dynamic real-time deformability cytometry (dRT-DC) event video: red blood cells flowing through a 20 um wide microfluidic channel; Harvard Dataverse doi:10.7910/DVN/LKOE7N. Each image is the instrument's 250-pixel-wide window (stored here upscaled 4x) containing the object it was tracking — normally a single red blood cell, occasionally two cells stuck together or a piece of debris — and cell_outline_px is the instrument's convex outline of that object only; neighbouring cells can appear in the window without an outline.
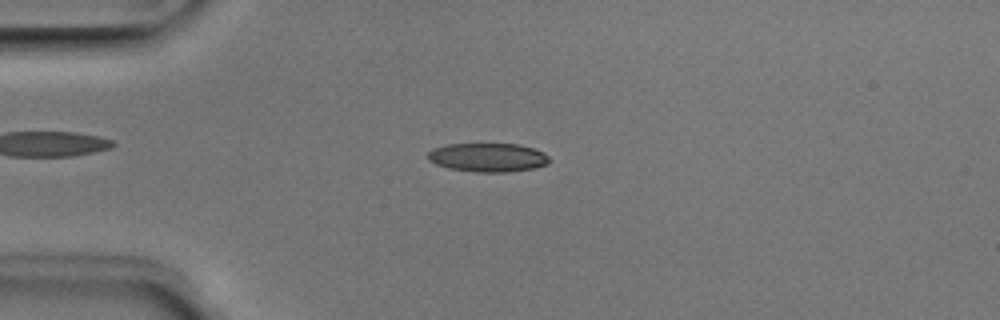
{"species": "Egyptian fruit bat (a non-hibernating species)", "species_latin": "Rousettus aegyptiacus", "temperature_condition": "room temperature", "stored_images_in_passage": 50, "camera_frame_rate_fps": 3000, "um_per_image_px": 0.085, "animal": {"sex": "male"}, "frame": {"image": 1, "passage_image": 12, "time_ms": 3.667, "image_size_px": [1000, 320], "cell_outline_px": [[548, 164], [532, 168], [508, 172], [476, 172], [448, 168], [436, 164], [428, 160], [428, 152], [432, 148], [448, 144], [516, 144], [532, 148], [544, 152], [548, 156]], "centroid_in_image_um": [41.44, 13.38], "position_along_channel_um": 43.6, "area_um2": 20.29}}
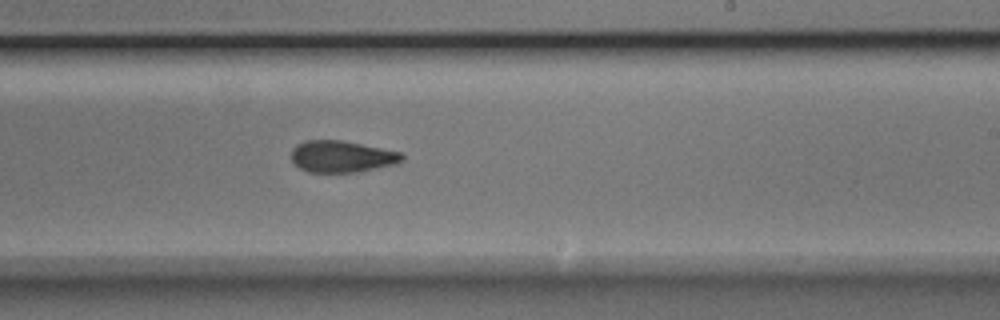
{"frame": {"image": 2, "passage_image": 30, "time_ms": 9.667, "image_size_px": [1000, 320], "cell_outline_px": [[404, 160], [400, 164], [356, 172], [308, 172], [300, 168], [292, 160], [292, 148], [296, 144], [304, 140], [340, 140], [400, 152], [404, 156]], "centroid_in_image_um": [29.07, 13.31], "position_along_channel_um": 259.9, "area_um2": 20.46}}
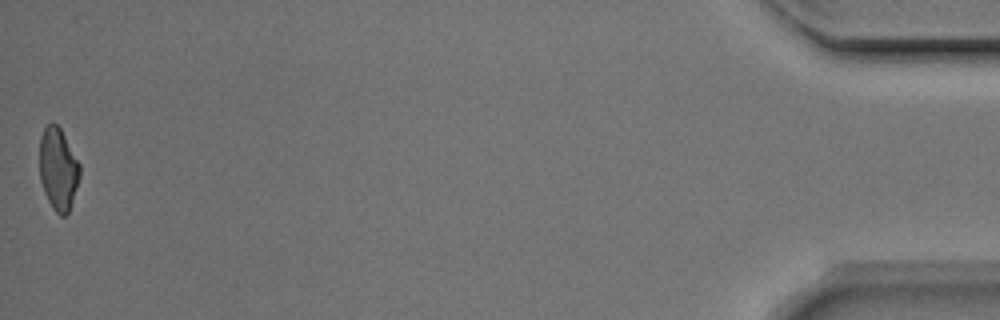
{"frame": {"image": 3, "passage_image": 50, "time_ms": 16.333, "image_size_px": [1000, 320], "cell_outline_px": [[80, 176], [68, 212], [64, 216], [60, 216], [52, 208], [44, 192], [40, 180], [40, 136], [44, 128], [48, 124], [56, 124], [60, 128], [80, 164]], "centroid_in_image_um": [4.94, 14.37], "position_along_channel_um": 430.3, "area_um2": 19.07}, "authors_computed_cell_mechanics": {"area_um2": 20.4612, "velocity_mm_per_s": 3.9778, "shape_relaxation_time_tau1_ms": null, "shape_relaxation_time_tau2_ms": 3.9168, "deformation_change_tau1": null, "deformation_change_tau2": 0.1105}}